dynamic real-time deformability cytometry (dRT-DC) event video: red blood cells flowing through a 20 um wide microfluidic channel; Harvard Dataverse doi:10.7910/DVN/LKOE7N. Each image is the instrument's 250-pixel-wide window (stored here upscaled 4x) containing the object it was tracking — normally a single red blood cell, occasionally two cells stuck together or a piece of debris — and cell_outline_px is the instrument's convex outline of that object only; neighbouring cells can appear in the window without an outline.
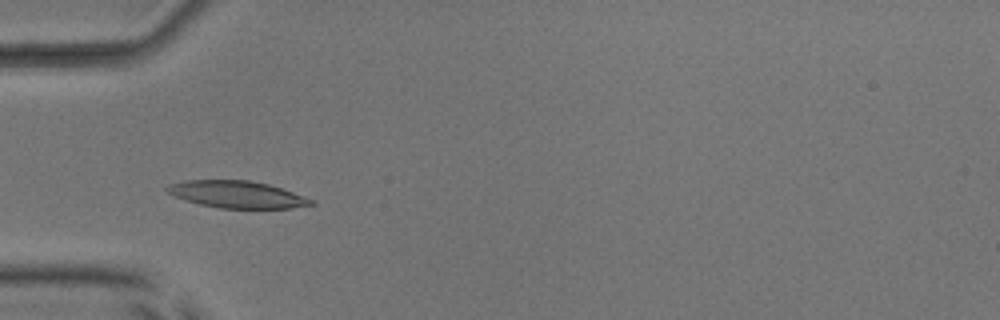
{"species": "common noctule bat (a hibernating species)", "species_latin": "Nyctalus noctula", "temperature_condition": "room temperature", "stored_images_in_passage": 50, "camera_frame_rate_fps": 3000, "um_per_image_px": 0.085, "animal": {"sex": "male", "body_mass_g": 17.9, "forearm_length_mm": 54.2}, "frame": {"image": 1, "passage_image": 15, "time_ms": 4.667, "image_size_px": [1000, 320], "cell_outline_px": [[316, 204], [292, 208], [220, 208], [200, 204], [184, 200], [172, 196], [164, 188], [168, 184], [184, 180], [248, 180], [268, 184], [316, 200]], "centroid_in_image_um": [20.12, 16.52], "position_along_channel_um": 64.9, "area_um2": 22.77}}
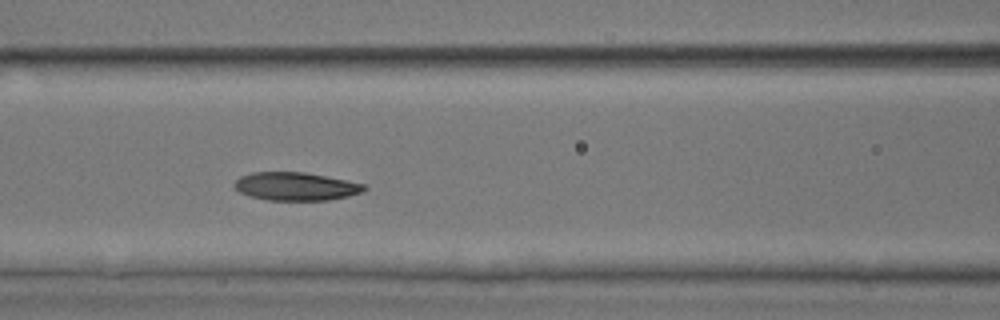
{"frame": {"image": 2, "passage_image": 21, "time_ms": 6.667, "image_size_px": [1000, 320], "cell_outline_px": [[368, 188], [364, 192], [348, 196], [328, 200], [268, 200], [252, 196], [240, 192], [232, 184], [240, 176], [252, 172], [304, 172], [364, 184]], "centroid_in_image_um": [25.14, 15.84], "position_along_channel_um": 141.5, "area_um2": 21.15}}
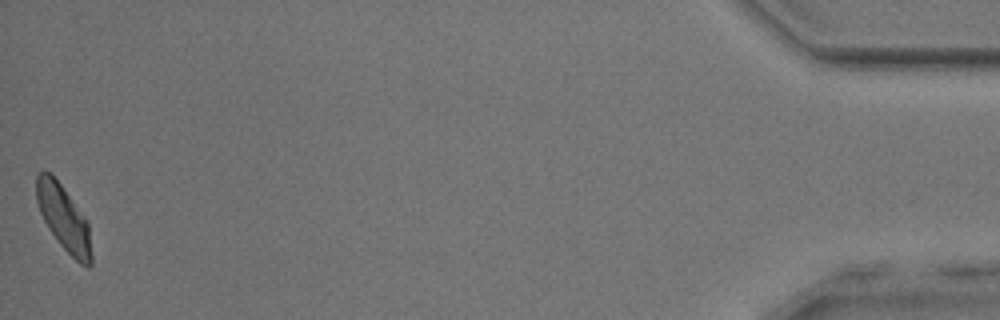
{"frame": {"image": 3, "passage_image": 50, "time_ms": 16.333, "image_size_px": [1000, 320], "cell_outline_px": [[92, 264], [88, 268], [80, 264], [60, 244], [48, 228], [40, 212], [36, 200], [36, 176], [44, 168], [60, 184], [88, 220], [92, 256]], "centroid_in_image_um": [5.43, 18.55], "position_along_channel_um": 429.8, "area_um2": 20.87}, "authors_computed_cell_mechanics": {"area_um2": 21.4438, "velocity_mm_per_s": 3.9428, "shape_relaxation_time_tau1_ms": 3.4308, "shape_relaxation_time_tau2_ms": 2.8699, "deformation_change_tau1": 0.1046, "deformation_change_tau2": 0.0684}}